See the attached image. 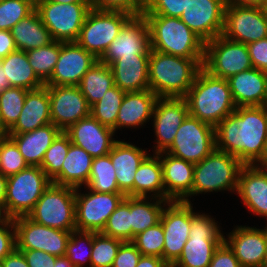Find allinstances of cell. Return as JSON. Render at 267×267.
Instances as JSON below:
<instances>
[{"label": "cell", "mask_w": 267, "mask_h": 267, "mask_svg": "<svg viewBox=\"0 0 267 267\" xmlns=\"http://www.w3.org/2000/svg\"><path fill=\"white\" fill-rule=\"evenodd\" d=\"M215 139L217 150L259 164L267 150V106L237 107L215 127Z\"/></svg>", "instance_id": "obj_1"}, {"label": "cell", "mask_w": 267, "mask_h": 267, "mask_svg": "<svg viewBox=\"0 0 267 267\" xmlns=\"http://www.w3.org/2000/svg\"><path fill=\"white\" fill-rule=\"evenodd\" d=\"M204 58H184L150 50L149 88L159 98H184L203 68Z\"/></svg>", "instance_id": "obj_2"}, {"label": "cell", "mask_w": 267, "mask_h": 267, "mask_svg": "<svg viewBox=\"0 0 267 267\" xmlns=\"http://www.w3.org/2000/svg\"><path fill=\"white\" fill-rule=\"evenodd\" d=\"M184 98L189 115L213 127L237 108L228 81L210 75L203 68Z\"/></svg>", "instance_id": "obj_3"}, {"label": "cell", "mask_w": 267, "mask_h": 267, "mask_svg": "<svg viewBox=\"0 0 267 267\" xmlns=\"http://www.w3.org/2000/svg\"><path fill=\"white\" fill-rule=\"evenodd\" d=\"M144 16L149 25L152 50L184 58H204L205 42L180 18Z\"/></svg>", "instance_id": "obj_4"}, {"label": "cell", "mask_w": 267, "mask_h": 267, "mask_svg": "<svg viewBox=\"0 0 267 267\" xmlns=\"http://www.w3.org/2000/svg\"><path fill=\"white\" fill-rule=\"evenodd\" d=\"M243 166L235 156L215 148L194 166L192 195L224 190L237 192Z\"/></svg>", "instance_id": "obj_5"}, {"label": "cell", "mask_w": 267, "mask_h": 267, "mask_svg": "<svg viewBox=\"0 0 267 267\" xmlns=\"http://www.w3.org/2000/svg\"><path fill=\"white\" fill-rule=\"evenodd\" d=\"M219 227L210 215L194 211L189 239L173 264L176 267H208L215 250L224 240Z\"/></svg>", "instance_id": "obj_6"}, {"label": "cell", "mask_w": 267, "mask_h": 267, "mask_svg": "<svg viewBox=\"0 0 267 267\" xmlns=\"http://www.w3.org/2000/svg\"><path fill=\"white\" fill-rule=\"evenodd\" d=\"M52 181L39 166H28L7 177L4 210L8 218L27 216Z\"/></svg>", "instance_id": "obj_7"}, {"label": "cell", "mask_w": 267, "mask_h": 267, "mask_svg": "<svg viewBox=\"0 0 267 267\" xmlns=\"http://www.w3.org/2000/svg\"><path fill=\"white\" fill-rule=\"evenodd\" d=\"M27 217L40 225L75 231V188L51 183Z\"/></svg>", "instance_id": "obj_8"}, {"label": "cell", "mask_w": 267, "mask_h": 267, "mask_svg": "<svg viewBox=\"0 0 267 267\" xmlns=\"http://www.w3.org/2000/svg\"><path fill=\"white\" fill-rule=\"evenodd\" d=\"M131 17L132 15L123 11L91 8L76 42L100 59Z\"/></svg>", "instance_id": "obj_9"}, {"label": "cell", "mask_w": 267, "mask_h": 267, "mask_svg": "<svg viewBox=\"0 0 267 267\" xmlns=\"http://www.w3.org/2000/svg\"><path fill=\"white\" fill-rule=\"evenodd\" d=\"M90 2L54 3L41 1L36 5L44 26L55 41L76 42L85 18L90 11Z\"/></svg>", "instance_id": "obj_10"}, {"label": "cell", "mask_w": 267, "mask_h": 267, "mask_svg": "<svg viewBox=\"0 0 267 267\" xmlns=\"http://www.w3.org/2000/svg\"><path fill=\"white\" fill-rule=\"evenodd\" d=\"M202 67L210 75L227 80L253 65L246 44L219 35L205 43Z\"/></svg>", "instance_id": "obj_11"}, {"label": "cell", "mask_w": 267, "mask_h": 267, "mask_svg": "<svg viewBox=\"0 0 267 267\" xmlns=\"http://www.w3.org/2000/svg\"><path fill=\"white\" fill-rule=\"evenodd\" d=\"M215 148V127L188 114L178 128L173 143L165 152L196 164Z\"/></svg>", "instance_id": "obj_12"}, {"label": "cell", "mask_w": 267, "mask_h": 267, "mask_svg": "<svg viewBox=\"0 0 267 267\" xmlns=\"http://www.w3.org/2000/svg\"><path fill=\"white\" fill-rule=\"evenodd\" d=\"M75 188V222L77 231L100 233L109 216L125 199L123 193H79Z\"/></svg>", "instance_id": "obj_13"}, {"label": "cell", "mask_w": 267, "mask_h": 267, "mask_svg": "<svg viewBox=\"0 0 267 267\" xmlns=\"http://www.w3.org/2000/svg\"><path fill=\"white\" fill-rule=\"evenodd\" d=\"M17 250H40L50 255L65 256L72 231L37 224L27 216L13 219Z\"/></svg>", "instance_id": "obj_14"}, {"label": "cell", "mask_w": 267, "mask_h": 267, "mask_svg": "<svg viewBox=\"0 0 267 267\" xmlns=\"http://www.w3.org/2000/svg\"><path fill=\"white\" fill-rule=\"evenodd\" d=\"M222 35L246 45L267 38V16L264 8L226 5Z\"/></svg>", "instance_id": "obj_15"}, {"label": "cell", "mask_w": 267, "mask_h": 267, "mask_svg": "<svg viewBox=\"0 0 267 267\" xmlns=\"http://www.w3.org/2000/svg\"><path fill=\"white\" fill-rule=\"evenodd\" d=\"M193 204L170 201L161 213L160 222L164 230L163 260L173 264L181 255L189 239Z\"/></svg>", "instance_id": "obj_16"}, {"label": "cell", "mask_w": 267, "mask_h": 267, "mask_svg": "<svg viewBox=\"0 0 267 267\" xmlns=\"http://www.w3.org/2000/svg\"><path fill=\"white\" fill-rule=\"evenodd\" d=\"M50 99L51 123L62 132L90 115L91 106L78 86L45 85Z\"/></svg>", "instance_id": "obj_17"}, {"label": "cell", "mask_w": 267, "mask_h": 267, "mask_svg": "<svg viewBox=\"0 0 267 267\" xmlns=\"http://www.w3.org/2000/svg\"><path fill=\"white\" fill-rule=\"evenodd\" d=\"M225 0H190L180 19L205 43L222 35Z\"/></svg>", "instance_id": "obj_18"}, {"label": "cell", "mask_w": 267, "mask_h": 267, "mask_svg": "<svg viewBox=\"0 0 267 267\" xmlns=\"http://www.w3.org/2000/svg\"><path fill=\"white\" fill-rule=\"evenodd\" d=\"M149 25L145 16H132L109 45L100 62L110 65L121 57L150 54Z\"/></svg>", "instance_id": "obj_19"}, {"label": "cell", "mask_w": 267, "mask_h": 267, "mask_svg": "<svg viewBox=\"0 0 267 267\" xmlns=\"http://www.w3.org/2000/svg\"><path fill=\"white\" fill-rule=\"evenodd\" d=\"M98 60L77 42H61L58 61L45 85L78 86L84 74Z\"/></svg>", "instance_id": "obj_20"}, {"label": "cell", "mask_w": 267, "mask_h": 267, "mask_svg": "<svg viewBox=\"0 0 267 267\" xmlns=\"http://www.w3.org/2000/svg\"><path fill=\"white\" fill-rule=\"evenodd\" d=\"M189 114L185 98H158L152 118L157 145L154 154L165 151L172 143L177 130Z\"/></svg>", "instance_id": "obj_21"}, {"label": "cell", "mask_w": 267, "mask_h": 267, "mask_svg": "<svg viewBox=\"0 0 267 267\" xmlns=\"http://www.w3.org/2000/svg\"><path fill=\"white\" fill-rule=\"evenodd\" d=\"M71 143L81 147L93 158L108 155L117 140H114L115 131L102 125L89 115L71 125L64 131Z\"/></svg>", "instance_id": "obj_22"}, {"label": "cell", "mask_w": 267, "mask_h": 267, "mask_svg": "<svg viewBox=\"0 0 267 267\" xmlns=\"http://www.w3.org/2000/svg\"><path fill=\"white\" fill-rule=\"evenodd\" d=\"M265 229L237 226L224 242L235 254L241 267H261L267 247V226Z\"/></svg>", "instance_id": "obj_23"}, {"label": "cell", "mask_w": 267, "mask_h": 267, "mask_svg": "<svg viewBox=\"0 0 267 267\" xmlns=\"http://www.w3.org/2000/svg\"><path fill=\"white\" fill-rule=\"evenodd\" d=\"M156 154L161 160L165 200L191 203L188 197L192 196L195 164L165 151Z\"/></svg>", "instance_id": "obj_24"}, {"label": "cell", "mask_w": 267, "mask_h": 267, "mask_svg": "<svg viewBox=\"0 0 267 267\" xmlns=\"http://www.w3.org/2000/svg\"><path fill=\"white\" fill-rule=\"evenodd\" d=\"M236 193L252 213L267 218V169L258 164L244 165Z\"/></svg>", "instance_id": "obj_25"}, {"label": "cell", "mask_w": 267, "mask_h": 267, "mask_svg": "<svg viewBox=\"0 0 267 267\" xmlns=\"http://www.w3.org/2000/svg\"><path fill=\"white\" fill-rule=\"evenodd\" d=\"M237 107L267 106V73L257 68L227 79Z\"/></svg>", "instance_id": "obj_26"}, {"label": "cell", "mask_w": 267, "mask_h": 267, "mask_svg": "<svg viewBox=\"0 0 267 267\" xmlns=\"http://www.w3.org/2000/svg\"><path fill=\"white\" fill-rule=\"evenodd\" d=\"M109 155L115 168L119 190L125 196L134 197L135 173L149 154L132 143L117 140Z\"/></svg>", "instance_id": "obj_27"}, {"label": "cell", "mask_w": 267, "mask_h": 267, "mask_svg": "<svg viewBox=\"0 0 267 267\" xmlns=\"http://www.w3.org/2000/svg\"><path fill=\"white\" fill-rule=\"evenodd\" d=\"M150 54H134L121 57L111 63L114 85L125 92L143 91L149 88Z\"/></svg>", "instance_id": "obj_28"}, {"label": "cell", "mask_w": 267, "mask_h": 267, "mask_svg": "<svg viewBox=\"0 0 267 267\" xmlns=\"http://www.w3.org/2000/svg\"><path fill=\"white\" fill-rule=\"evenodd\" d=\"M62 131L49 123L26 133H7L18 146L28 166H41L45 152Z\"/></svg>", "instance_id": "obj_29"}, {"label": "cell", "mask_w": 267, "mask_h": 267, "mask_svg": "<svg viewBox=\"0 0 267 267\" xmlns=\"http://www.w3.org/2000/svg\"><path fill=\"white\" fill-rule=\"evenodd\" d=\"M158 98L150 89L126 92L118 111L116 131L122 127L137 128L149 122Z\"/></svg>", "instance_id": "obj_30"}, {"label": "cell", "mask_w": 267, "mask_h": 267, "mask_svg": "<svg viewBox=\"0 0 267 267\" xmlns=\"http://www.w3.org/2000/svg\"><path fill=\"white\" fill-rule=\"evenodd\" d=\"M49 123L50 99L44 86L27 92L19 119L7 133H26Z\"/></svg>", "instance_id": "obj_31"}, {"label": "cell", "mask_w": 267, "mask_h": 267, "mask_svg": "<svg viewBox=\"0 0 267 267\" xmlns=\"http://www.w3.org/2000/svg\"><path fill=\"white\" fill-rule=\"evenodd\" d=\"M93 157L79 146L70 144L61 172L52 180L57 185L80 188L89 180Z\"/></svg>", "instance_id": "obj_32"}, {"label": "cell", "mask_w": 267, "mask_h": 267, "mask_svg": "<svg viewBox=\"0 0 267 267\" xmlns=\"http://www.w3.org/2000/svg\"><path fill=\"white\" fill-rule=\"evenodd\" d=\"M10 32L17 50L26 52L44 47L54 41L36 9L12 27Z\"/></svg>", "instance_id": "obj_33"}, {"label": "cell", "mask_w": 267, "mask_h": 267, "mask_svg": "<svg viewBox=\"0 0 267 267\" xmlns=\"http://www.w3.org/2000/svg\"><path fill=\"white\" fill-rule=\"evenodd\" d=\"M0 65L11 87L36 90L45 86L29 64L26 51L16 50L0 59Z\"/></svg>", "instance_id": "obj_34"}, {"label": "cell", "mask_w": 267, "mask_h": 267, "mask_svg": "<svg viewBox=\"0 0 267 267\" xmlns=\"http://www.w3.org/2000/svg\"><path fill=\"white\" fill-rule=\"evenodd\" d=\"M151 194L148 196V194ZM153 195V196H152ZM134 197L165 200L161 160L155 153L143 160L134 176Z\"/></svg>", "instance_id": "obj_35"}, {"label": "cell", "mask_w": 267, "mask_h": 267, "mask_svg": "<svg viewBox=\"0 0 267 267\" xmlns=\"http://www.w3.org/2000/svg\"><path fill=\"white\" fill-rule=\"evenodd\" d=\"M168 202L170 201L153 197L150 202L149 197H131L132 240L137 234L160 222L162 210Z\"/></svg>", "instance_id": "obj_36"}, {"label": "cell", "mask_w": 267, "mask_h": 267, "mask_svg": "<svg viewBox=\"0 0 267 267\" xmlns=\"http://www.w3.org/2000/svg\"><path fill=\"white\" fill-rule=\"evenodd\" d=\"M113 86L114 79L110 66L99 60L84 74L78 84L90 106L99 101Z\"/></svg>", "instance_id": "obj_37"}, {"label": "cell", "mask_w": 267, "mask_h": 267, "mask_svg": "<svg viewBox=\"0 0 267 267\" xmlns=\"http://www.w3.org/2000/svg\"><path fill=\"white\" fill-rule=\"evenodd\" d=\"M87 189L98 193H122L110 155L93 158Z\"/></svg>", "instance_id": "obj_38"}, {"label": "cell", "mask_w": 267, "mask_h": 267, "mask_svg": "<svg viewBox=\"0 0 267 267\" xmlns=\"http://www.w3.org/2000/svg\"><path fill=\"white\" fill-rule=\"evenodd\" d=\"M125 93L114 85L105 92L99 101L91 106L90 115L102 125L112 128L116 132V119Z\"/></svg>", "instance_id": "obj_39"}, {"label": "cell", "mask_w": 267, "mask_h": 267, "mask_svg": "<svg viewBox=\"0 0 267 267\" xmlns=\"http://www.w3.org/2000/svg\"><path fill=\"white\" fill-rule=\"evenodd\" d=\"M60 49L61 41L54 40L44 47L26 52L29 64L44 84L50 79L54 71L60 55Z\"/></svg>", "instance_id": "obj_40"}, {"label": "cell", "mask_w": 267, "mask_h": 267, "mask_svg": "<svg viewBox=\"0 0 267 267\" xmlns=\"http://www.w3.org/2000/svg\"><path fill=\"white\" fill-rule=\"evenodd\" d=\"M28 91L10 86L0 92V124L6 132L18 121Z\"/></svg>", "instance_id": "obj_41"}, {"label": "cell", "mask_w": 267, "mask_h": 267, "mask_svg": "<svg viewBox=\"0 0 267 267\" xmlns=\"http://www.w3.org/2000/svg\"><path fill=\"white\" fill-rule=\"evenodd\" d=\"M122 241H132L131 197L126 196L114 212L109 216L101 232Z\"/></svg>", "instance_id": "obj_42"}, {"label": "cell", "mask_w": 267, "mask_h": 267, "mask_svg": "<svg viewBox=\"0 0 267 267\" xmlns=\"http://www.w3.org/2000/svg\"><path fill=\"white\" fill-rule=\"evenodd\" d=\"M124 241L93 232L91 267H112L114 259Z\"/></svg>", "instance_id": "obj_43"}, {"label": "cell", "mask_w": 267, "mask_h": 267, "mask_svg": "<svg viewBox=\"0 0 267 267\" xmlns=\"http://www.w3.org/2000/svg\"><path fill=\"white\" fill-rule=\"evenodd\" d=\"M71 144L69 136L61 132L45 152L41 168L52 181L62 169V163L68 153Z\"/></svg>", "instance_id": "obj_44"}, {"label": "cell", "mask_w": 267, "mask_h": 267, "mask_svg": "<svg viewBox=\"0 0 267 267\" xmlns=\"http://www.w3.org/2000/svg\"><path fill=\"white\" fill-rule=\"evenodd\" d=\"M85 246L88 250H86ZM92 246L93 232L72 231L67 243L65 256L75 267H84L86 262H89V267H91ZM83 249H85V251Z\"/></svg>", "instance_id": "obj_45"}, {"label": "cell", "mask_w": 267, "mask_h": 267, "mask_svg": "<svg viewBox=\"0 0 267 267\" xmlns=\"http://www.w3.org/2000/svg\"><path fill=\"white\" fill-rule=\"evenodd\" d=\"M28 167L16 143L6 136L0 140V173L9 177Z\"/></svg>", "instance_id": "obj_46"}, {"label": "cell", "mask_w": 267, "mask_h": 267, "mask_svg": "<svg viewBox=\"0 0 267 267\" xmlns=\"http://www.w3.org/2000/svg\"><path fill=\"white\" fill-rule=\"evenodd\" d=\"M141 255L163 259L164 230L161 222L137 234L131 241Z\"/></svg>", "instance_id": "obj_47"}, {"label": "cell", "mask_w": 267, "mask_h": 267, "mask_svg": "<svg viewBox=\"0 0 267 267\" xmlns=\"http://www.w3.org/2000/svg\"><path fill=\"white\" fill-rule=\"evenodd\" d=\"M36 9L28 0H0V30L14 27Z\"/></svg>", "instance_id": "obj_48"}, {"label": "cell", "mask_w": 267, "mask_h": 267, "mask_svg": "<svg viewBox=\"0 0 267 267\" xmlns=\"http://www.w3.org/2000/svg\"><path fill=\"white\" fill-rule=\"evenodd\" d=\"M190 0H152L143 15H163L180 18Z\"/></svg>", "instance_id": "obj_49"}, {"label": "cell", "mask_w": 267, "mask_h": 267, "mask_svg": "<svg viewBox=\"0 0 267 267\" xmlns=\"http://www.w3.org/2000/svg\"><path fill=\"white\" fill-rule=\"evenodd\" d=\"M92 9L123 11L132 16L142 15L143 12L131 0H89Z\"/></svg>", "instance_id": "obj_50"}, {"label": "cell", "mask_w": 267, "mask_h": 267, "mask_svg": "<svg viewBox=\"0 0 267 267\" xmlns=\"http://www.w3.org/2000/svg\"><path fill=\"white\" fill-rule=\"evenodd\" d=\"M16 249V231L13 219L0 224V262Z\"/></svg>", "instance_id": "obj_51"}, {"label": "cell", "mask_w": 267, "mask_h": 267, "mask_svg": "<svg viewBox=\"0 0 267 267\" xmlns=\"http://www.w3.org/2000/svg\"><path fill=\"white\" fill-rule=\"evenodd\" d=\"M141 258V253L131 241L120 245L112 267H136Z\"/></svg>", "instance_id": "obj_52"}, {"label": "cell", "mask_w": 267, "mask_h": 267, "mask_svg": "<svg viewBox=\"0 0 267 267\" xmlns=\"http://www.w3.org/2000/svg\"><path fill=\"white\" fill-rule=\"evenodd\" d=\"M254 68L267 73V38L247 44Z\"/></svg>", "instance_id": "obj_53"}, {"label": "cell", "mask_w": 267, "mask_h": 267, "mask_svg": "<svg viewBox=\"0 0 267 267\" xmlns=\"http://www.w3.org/2000/svg\"><path fill=\"white\" fill-rule=\"evenodd\" d=\"M208 267H241L233 251L223 241L215 250Z\"/></svg>", "instance_id": "obj_54"}, {"label": "cell", "mask_w": 267, "mask_h": 267, "mask_svg": "<svg viewBox=\"0 0 267 267\" xmlns=\"http://www.w3.org/2000/svg\"><path fill=\"white\" fill-rule=\"evenodd\" d=\"M23 253L29 267H54L56 256L40 250H19Z\"/></svg>", "instance_id": "obj_55"}, {"label": "cell", "mask_w": 267, "mask_h": 267, "mask_svg": "<svg viewBox=\"0 0 267 267\" xmlns=\"http://www.w3.org/2000/svg\"><path fill=\"white\" fill-rule=\"evenodd\" d=\"M16 50L17 48L11 32L8 30H0V59Z\"/></svg>", "instance_id": "obj_56"}, {"label": "cell", "mask_w": 267, "mask_h": 267, "mask_svg": "<svg viewBox=\"0 0 267 267\" xmlns=\"http://www.w3.org/2000/svg\"><path fill=\"white\" fill-rule=\"evenodd\" d=\"M0 264L2 267H29L23 253L17 249L7 255Z\"/></svg>", "instance_id": "obj_57"}, {"label": "cell", "mask_w": 267, "mask_h": 267, "mask_svg": "<svg viewBox=\"0 0 267 267\" xmlns=\"http://www.w3.org/2000/svg\"><path fill=\"white\" fill-rule=\"evenodd\" d=\"M168 264L159 257L141 255L136 267H166Z\"/></svg>", "instance_id": "obj_58"}, {"label": "cell", "mask_w": 267, "mask_h": 267, "mask_svg": "<svg viewBox=\"0 0 267 267\" xmlns=\"http://www.w3.org/2000/svg\"><path fill=\"white\" fill-rule=\"evenodd\" d=\"M266 0H225L226 5L260 6L263 7Z\"/></svg>", "instance_id": "obj_59"}, {"label": "cell", "mask_w": 267, "mask_h": 267, "mask_svg": "<svg viewBox=\"0 0 267 267\" xmlns=\"http://www.w3.org/2000/svg\"><path fill=\"white\" fill-rule=\"evenodd\" d=\"M7 188V177L0 173V205L4 208Z\"/></svg>", "instance_id": "obj_60"}, {"label": "cell", "mask_w": 267, "mask_h": 267, "mask_svg": "<svg viewBox=\"0 0 267 267\" xmlns=\"http://www.w3.org/2000/svg\"><path fill=\"white\" fill-rule=\"evenodd\" d=\"M54 267H75L66 256L56 258Z\"/></svg>", "instance_id": "obj_61"}, {"label": "cell", "mask_w": 267, "mask_h": 267, "mask_svg": "<svg viewBox=\"0 0 267 267\" xmlns=\"http://www.w3.org/2000/svg\"><path fill=\"white\" fill-rule=\"evenodd\" d=\"M142 12H145L151 4L152 0H131Z\"/></svg>", "instance_id": "obj_62"}, {"label": "cell", "mask_w": 267, "mask_h": 267, "mask_svg": "<svg viewBox=\"0 0 267 267\" xmlns=\"http://www.w3.org/2000/svg\"><path fill=\"white\" fill-rule=\"evenodd\" d=\"M9 87L10 85H9L8 79L5 76L3 68L0 65V92H2L3 90Z\"/></svg>", "instance_id": "obj_63"}, {"label": "cell", "mask_w": 267, "mask_h": 267, "mask_svg": "<svg viewBox=\"0 0 267 267\" xmlns=\"http://www.w3.org/2000/svg\"><path fill=\"white\" fill-rule=\"evenodd\" d=\"M42 1H49V2H54V3H77V2H89V0H42Z\"/></svg>", "instance_id": "obj_64"}, {"label": "cell", "mask_w": 267, "mask_h": 267, "mask_svg": "<svg viewBox=\"0 0 267 267\" xmlns=\"http://www.w3.org/2000/svg\"><path fill=\"white\" fill-rule=\"evenodd\" d=\"M8 219L4 208L0 205V224L4 223Z\"/></svg>", "instance_id": "obj_65"}, {"label": "cell", "mask_w": 267, "mask_h": 267, "mask_svg": "<svg viewBox=\"0 0 267 267\" xmlns=\"http://www.w3.org/2000/svg\"><path fill=\"white\" fill-rule=\"evenodd\" d=\"M260 167L267 169V150H266V154L264 156V158L262 159V161L260 162Z\"/></svg>", "instance_id": "obj_66"}, {"label": "cell", "mask_w": 267, "mask_h": 267, "mask_svg": "<svg viewBox=\"0 0 267 267\" xmlns=\"http://www.w3.org/2000/svg\"><path fill=\"white\" fill-rule=\"evenodd\" d=\"M6 136H7V132L5 131V129L0 124V140L3 139Z\"/></svg>", "instance_id": "obj_67"}, {"label": "cell", "mask_w": 267, "mask_h": 267, "mask_svg": "<svg viewBox=\"0 0 267 267\" xmlns=\"http://www.w3.org/2000/svg\"><path fill=\"white\" fill-rule=\"evenodd\" d=\"M261 267H267V247H266V252H265V256H264V260H263V264Z\"/></svg>", "instance_id": "obj_68"}, {"label": "cell", "mask_w": 267, "mask_h": 267, "mask_svg": "<svg viewBox=\"0 0 267 267\" xmlns=\"http://www.w3.org/2000/svg\"><path fill=\"white\" fill-rule=\"evenodd\" d=\"M28 1H30L32 4H34L36 6L42 0H28Z\"/></svg>", "instance_id": "obj_69"}, {"label": "cell", "mask_w": 267, "mask_h": 267, "mask_svg": "<svg viewBox=\"0 0 267 267\" xmlns=\"http://www.w3.org/2000/svg\"><path fill=\"white\" fill-rule=\"evenodd\" d=\"M263 8H264L265 14H266V16H267V0H266V2H265V4H264Z\"/></svg>", "instance_id": "obj_70"}, {"label": "cell", "mask_w": 267, "mask_h": 267, "mask_svg": "<svg viewBox=\"0 0 267 267\" xmlns=\"http://www.w3.org/2000/svg\"><path fill=\"white\" fill-rule=\"evenodd\" d=\"M166 267H176L174 264H168Z\"/></svg>", "instance_id": "obj_71"}]
</instances>
